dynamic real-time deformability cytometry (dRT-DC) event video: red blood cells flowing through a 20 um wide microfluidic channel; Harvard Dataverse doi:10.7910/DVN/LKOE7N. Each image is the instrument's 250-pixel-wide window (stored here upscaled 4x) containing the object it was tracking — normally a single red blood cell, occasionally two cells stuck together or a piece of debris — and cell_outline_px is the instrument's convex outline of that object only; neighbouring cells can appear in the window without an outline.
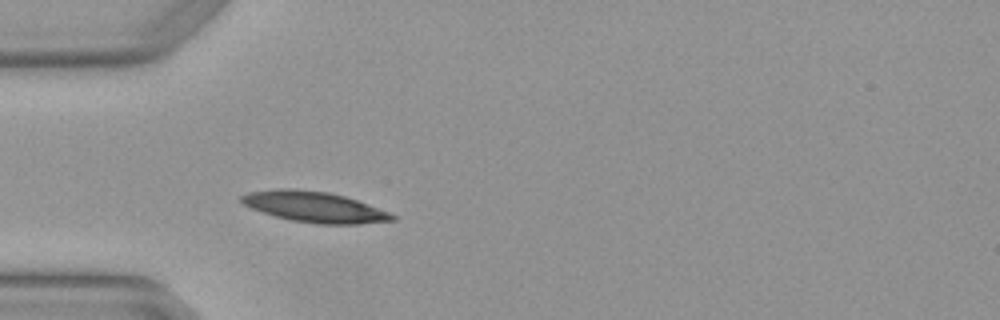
{"species": "Egyptian fruit bat (a non-hibernating species)", "species_latin": "Rousettus aegyptiacus", "temperature_condition": "warm", "stored_images_in_passage": 3, "camera_frame_rate_fps": 3000, "um_per_image_px": 0.085, "animal": {"sex": "female"}, "frame": {"image": 1, "passage_image": 3, "time_ms": 0.667, "image_size_px": [1000, 320], "cell_outline_px": [[396, 220], [360, 224], [316, 224], [292, 220], [276, 216], [252, 208], [244, 204], [240, 200], [240, 196], [248, 192], [276, 188], [292, 188], [328, 192], [344, 196], [356, 200], [388, 212], [396, 216]], "centroid_in_image_um": [26.71, 17.58], "position_along_channel_um": 58.3, "area_um2": 26.76}}